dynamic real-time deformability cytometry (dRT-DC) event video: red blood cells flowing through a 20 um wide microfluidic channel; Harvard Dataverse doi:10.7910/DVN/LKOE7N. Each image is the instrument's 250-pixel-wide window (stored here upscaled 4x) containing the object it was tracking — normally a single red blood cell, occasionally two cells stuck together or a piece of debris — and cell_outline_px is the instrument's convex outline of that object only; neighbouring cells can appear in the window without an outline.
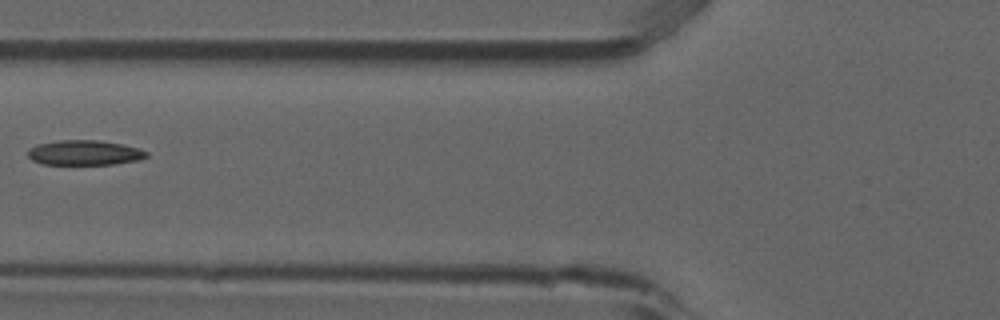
{"species": "common noctule bat (a hibernating species)", "species_latin": "Nyctalus noctula", "temperature_condition": "room temperature", "stored_images_in_passage": 7, "camera_frame_rate_fps": 3000, "um_per_image_px": 0.085, "animal": {"sex": "male", "forearm_length_mm": 52.5}, "frame": {"image": 1, "passage_image": 6, "time_ms": 1.667, "image_size_px": [1000, 320], "cell_outline_px": [[148, 156], [136, 160], [112, 164], [44, 164], [32, 160], [28, 156], [28, 148], [36, 144], [60, 140], [100, 140], [124, 144], [140, 148], [148, 152]], "centroid_in_image_um": [7.18, 12.96], "position_along_channel_um": 118.6, "area_um2": 17.28}}
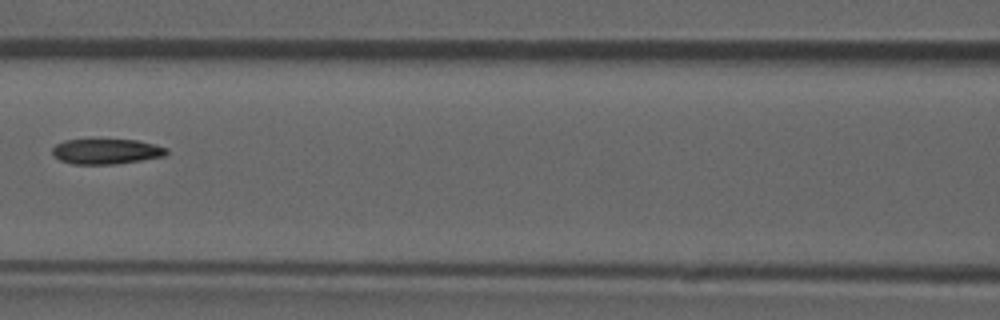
{"frame": {"image": 2, "passage_image": 7, "time_ms": 2.0, "image_size_px": [1000, 320], "cell_outline_px": [[168, 152], [164, 156], [116, 164], [72, 164], [60, 160], [52, 152], [52, 148], [56, 144], [64, 140], [136, 140], [156, 144], [168, 148]], "centroid_in_image_um": [9.05, 12.87], "position_along_channel_um": 157.5, "area_um2": 16.7}}